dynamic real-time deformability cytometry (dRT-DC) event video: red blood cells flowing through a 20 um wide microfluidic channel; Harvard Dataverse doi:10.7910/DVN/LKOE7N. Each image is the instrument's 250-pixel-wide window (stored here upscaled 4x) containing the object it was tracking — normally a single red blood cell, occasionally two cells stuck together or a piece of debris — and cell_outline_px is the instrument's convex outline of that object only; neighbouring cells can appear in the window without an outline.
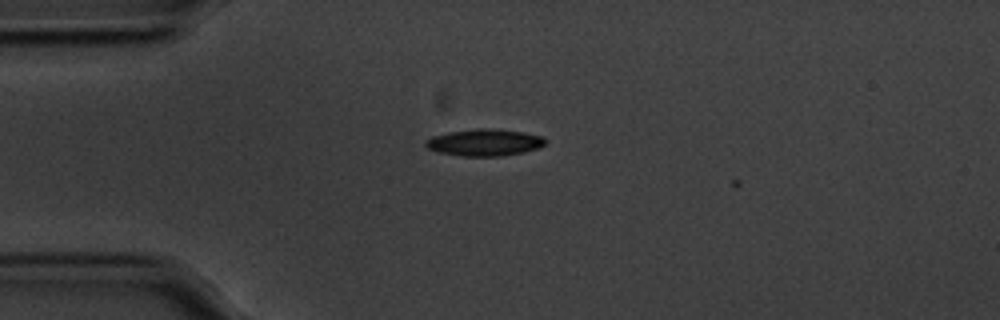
{"species": "common noctule bat (a hibernating species)", "species_latin": "Nyctalus noctula", "temperature_condition": "cold", "stored_images_in_passage": 2, "camera_frame_rate_fps": 3000, "um_per_image_px": 0.085, "animal": {"sex": "male", "body_mass_g": 20.1, "forearm_length_mm": 53.5}, "frame": {"image": 1, "passage_image": 1, "time_ms": 0.0, "image_size_px": [1000, 320], "cell_outline_px": [[544, 144], [536, 148], [520, 152], [500, 156], [460, 156], [440, 152], [428, 148], [424, 144], [424, 140], [432, 136], [448, 132], [476, 128], [488, 128], [520, 132], [544, 136]], "centroid_in_image_um": [41.11, 12.1], "position_along_channel_um": 43.9, "area_um2": 18.44}}